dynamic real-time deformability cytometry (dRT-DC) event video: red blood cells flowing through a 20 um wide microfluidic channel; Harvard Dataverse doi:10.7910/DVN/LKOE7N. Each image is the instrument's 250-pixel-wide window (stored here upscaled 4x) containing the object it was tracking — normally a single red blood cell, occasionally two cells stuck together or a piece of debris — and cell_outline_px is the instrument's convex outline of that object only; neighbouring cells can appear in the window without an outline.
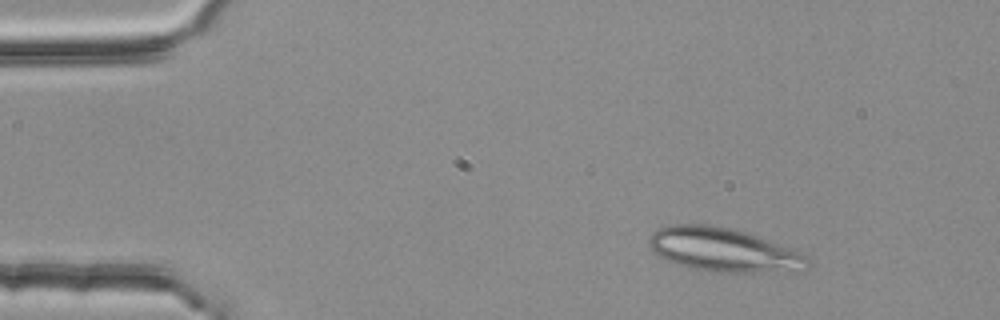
{"species": "common noctule bat (a hibernating species)", "species_latin": "Nyctalus noctula", "temperature_condition": "room temperature", "stored_images_in_passage": 3, "camera_frame_rate_fps": 3000, "um_per_image_px": 0.085, "animal": {"sex": "female", "body_mass_g": 25.1}, "frame": {"image": 1, "passage_image": 1, "time_ms": 0.0, "image_size_px": [1000, 320], "cell_outline_px": [[808, 268], [800, 272], [712, 272], [688, 268], [676, 264], [660, 256], [648, 244], [648, 240], [652, 232], [660, 228], [672, 224], [708, 224], [728, 228], [744, 232], [756, 236], [800, 252], [808, 256]], "centroid_in_image_um": [61.51, 21.26], "position_along_channel_um": 23.5, "area_um2": 40.4}}